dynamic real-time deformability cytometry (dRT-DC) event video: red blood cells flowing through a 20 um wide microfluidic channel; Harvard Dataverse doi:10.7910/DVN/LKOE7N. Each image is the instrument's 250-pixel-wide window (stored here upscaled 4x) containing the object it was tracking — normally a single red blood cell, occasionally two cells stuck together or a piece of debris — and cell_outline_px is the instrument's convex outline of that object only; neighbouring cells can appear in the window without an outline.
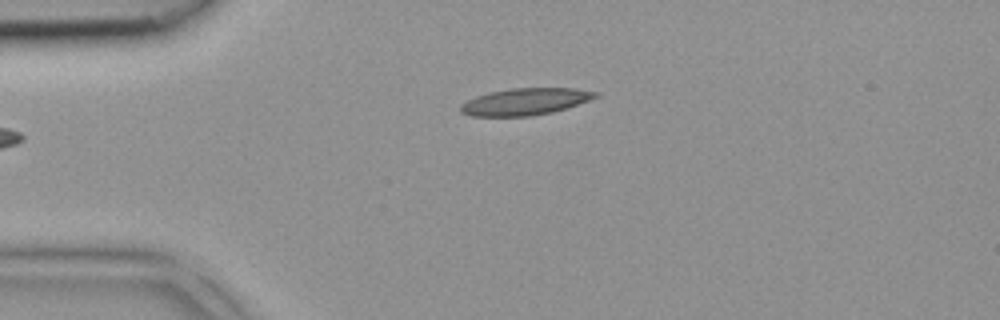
{"species": "common noctule bat (a hibernating species)", "species_latin": "Nyctalus noctula", "temperature_condition": "room temperature", "stored_images_in_passage": 2, "camera_frame_rate_fps": 3000, "um_per_image_px": 0.085, "animal": {"sex": "female", "body_mass_g": 18.4}, "frame": {"image": 1, "passage_image": 2, "time_ms": 0.333, "image_size_px": [1000, 320], "cell_outline_px": [[600, 96], [568, 108], [552, 112], [532, 116], [472, 116], [460, 112], [460, 104], [476, 96], [488, 92], [512, 88], [576, 88], [600, 92]], "centroid_in_image_um": [44.68, 8.63], "position_along_channel_um": 40.3, "area_um2": 21.33}}